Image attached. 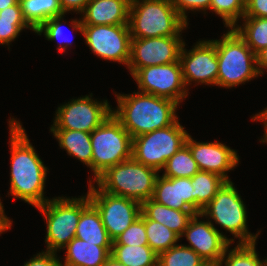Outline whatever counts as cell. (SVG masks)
Segmentation results:
<instances>
[{"label": "cell", "instance_id": "1", "mask_svg": "<svg viewBox=\"0 0 267 266\" xmlns=\"http://www.w3.org/2000/svg\"><path fill=\"white\" fill-rule=\"evenodd\" d=\"M11 145L10 192L16 199L34 206L43 205L49 199L44 197V188L49 170L39 158L30 143L20 121L10 118Z\"/></svg>", "mask_w": 267, "mask_h": 266}, {"label": "cell", "instance_id": "2", "mask_svg": "<svg viewBox=\"0 0 267 266\" xmlns=\"http://www.w3.org/2000/svg\"><path fill=\"white\" fill-rule=\"evenodd\" d=\"M115 95L118 105L112 114L132 138L170 126L178 120L176 110L179 104L170 99L139 91Z\"/></svg>", "mask_w": 267, "mask_h": 266}, {"label": "cell", "instance_id": "3", "mask_svg": "<svg viewBox=\"0 0 267 266\" xmlns=\"http://www.w3.org/2000/svg\"><path fill=\"white\" fill-rule=\"evenodd\" d=\"M188 24L171 0H131L128 23L131 38L181 36Z\"/></svg>", "mask_w": 267, "mask_h": 266}, {"label": "cell", "instance_id": "4", "mask_svg": "<svg viewBox=\"0 0 267 266\" xmlns=\"http://www.w3.org/2000/svg\"><path fill=\"white\" fill-rule=\"evenodd\" d=\"M211 41L217 52L218 87H236L259 76L257 55L234 28H229L221 39Z\"/></svg>", "mask_w": 267, "mask_h": 266}, {"label": "cell", "instance_id": "5", "mask_svg": "<svg viewBox=\"0 0 267 266\" xmlns=\"http://www.w3.org/2000/svg\"><path fill=\"white\" fill-rule=\"evenodd\" d=\"M159 171L133 157L108 168L94 182L105 192L143 203L151 199Z\"/></svg>", "mask_w": 267, "mask_h": 266}, {"label": "cell", "instance_id": "6", "mask_svg": "<svg viewBox=\"0 0 267 266\" xmlns=\"http://www.w3.org/2000/svg\"><path fill=\"white\" fill-rule=\"evenodd\" d=\"M90 204L89 196L86 194L71 199L58 196L36 207L43 214L47 224L45 251L57 253L75 238L80 215Z\"/></svg>", "mask_w": 267, "mask_h": 266}, {"label": "cell", "instance_id": "7", "mask_svg": "<svg viewBox=\"0 0 267 266\" xmlns=\"http://www.w3.org/2000/svg\"><path fill=\"white\" fill-rule=\"evenodd\" d=\"M94 181L108 168L132 157V137L113 115L90 133Z\"/></svg>", "mask_w": 267, "mask_h": 266}, {"label": "cell", "instance_id": "8", "mask_svg": "<svg viewBox=\"0 0 267 266\" xmlns=\"http://www.w3.org/2000/svg\"><path fill=\"white\" fill-rule=\"evenodd\" d=\"M232 181H226L213 199L202 209V217L213 219L216 224L230 232L239 243H254L256 235L248 231L247 211Z\"/></svg>", "mask_w": 267, "mask_h": 266}, {"label": "cell", "instance_id": "9", "mask_svg": "<svg viewBox=\"0 0 267 266\" xmlns=\"http://www.w3.org/2000/svg\"><path fill=\"white\" fill-rule=\"evenodd\" d=\"M174 124L132 138V157L143 165L163 171L166 162L184 144L189 133Z\"/></svg>", "mask_w": 267, "mask_h": 266}, {"label": "cell", "instance_id": "10", "mask_svg": "<svg viewBox=\"0 0 267 266\" xmlns=\"http://www.w3.org/2000/svg\"><path fill=\"white\" fill-rule=\"evenodd\" d=\"M72 19L71 26L85 38V43L95 55L128 66L130 60L131 34L128 24L82 25Z\"/></svg>", "mask_w": 267, "mask_h": 266}, {"label": "cell", "instance_id": "11", "mask_svg": "<svg viewBox=\"0 0 267 266\" xmlns=\"http://www.w3.org/2000/svg\"><path fill=\"white\" fill-rule=\"evenodd\" d=\"M88 196L97 209L109 237L114 241L141 214V203L103 191L89 179Z\"/></svg>", "mask_w": 267, "mask_h": 266}, {"label": "cell", "instance_id": "12", "mask_svg": "<svg viewBox=\"0 0 267 266\" xmlns=\"http://www.w3.org/2000/svg\"><path fill=\"white\" fill-rule=\"evenodd\" d=\"M92 93L84 97L71 99L68 103L60 105L55 114L50 129L78 130L91 133L99 127L112 109L107 100L103 102L92 99Z\"/></svg>", "mask_w": 267, "mask_h": 266}, {"label": "cell", "instance_id": "13", "mask_svg": "<svg viewBox=\"0 0 267 266\" xmlns=\"http://www.w3.org/2000/svg\"><path fill=\"white\" fill-rule=\"evenodd\" d=\"M140 92L167 98L178 104L188 95L180 62L140 68L133 76Z\"/></svg>", "mask_w": 267, "mask_h": 266}, {"label": "cell", "instance_id": "14", "mask_svg": "<svg viewBox=\"0 0 267 266\" xmlns=\"http://www.w3.org/2000/svg\"><path fill=\"white\" fill-rule=\"evenodd\" d=\"M183 43L182 36L131 38L127 66L130 74L133 76L140 68L148 66L179 62Z\"/></svg>", "mask_w": 267, "mask_h": 266}, {"label": "cell", "instance_id": "15", "mask_svg": "<svg viewBox=\"0 0 267 266\" xmlns=\"http://www.w3.org/2000/svg\"><path fill=\"white\" fill-rule=\"evenodd\" d=\"M185 45L184 42L179 62L186 88L193 81L195 84L217 86L218 59L215 44L211 40H200L189 51Z\"/></svg>", "mask_w": 267, "mask_h": 266}, {"label": "cell", "instance_id": "16", "mask_svg": "<svg viewBox=\"0 0 267 266\" xmlns=\"http://www.w3.org/2000/svg\"><path fill=\"white\" fill-rule=\"evenodd\" d=\"M200 217V213L193 215L180 239L185 236L190 244L187 247L193 249L207 263H220L225 250L234 239L227 238L216 229L212 220L200 221Z\"/></svg>", "mask_w": 267, "mask_h": 266}, {"label": "cell", "instance_id": "17", "mask_svg": "<svg viewBox=\"0 0 267 266\" xmlns=\"http://www.w3.org/2000/svg\"><path fill=\"white\" fill-rule=\"evenodd\" d=\"M185 144L189 147L199 170L215 173L226 181L227 175L239 163L237 151L220 142H196L188 134Z\"/></svg>", "mask_w": 267, "mask_h": 266}, {"label": "cell", "instance_id": "18", "mask_svg": "<svg viewBox=\"0 0 267 266\" xmlns=\"http://www.w3.org/2000/svg\"><path fill=\"white\" fill-rule=\"evenodd\" d=\"M152 199L179 211H194V189L191 178L158 176Z\"/></svg>", "mask_w": 267, "mask_h": 266}, {"label": "cell", "instance_id": "19", "mask_svg": "<svg viewBox=\"0 0 267 266\" xmlns=\"http://www.w3.org/2000/svg\"><path fill=\"white\" fill-rule=\"evenodd\" d=\"M131 0H90L81 13L82 25H120L129 23Z\"/></svg>", "mask_w": 267, "mask_h": 266}, {"label": "cell", "instance_id": "20", "mask_svg": "<svg viewBox=\"0 0 267 266\" xmlns=\"http://www.w3.org/2000/svg\"><path fill=\"white\" fill-rule=\"evenodd\" d=\"M111 248L112 246H98L75 237L64 247L67 251L61 266H102L111 256Z\"/></svg>", "mask_w": 267, "mask_h": 266}, {"label": "cell", "instance_id": "21", "mask_svg": "<svg viewBox=\"0 0 267 266\" xmlns=\"http://www.w3.org/2000/svg\"><path fill=\"white\" fill-rule=\"evenodd\" d=\"M141 212L149 219L159 222L179 237L185 231L189 220L195 215L194 211H179L154 201L152 198L141 204Z\"/></svg>", "mask_w": 267, "mask_h": 266}, {"label": "cell", "instance_id": "22", "mask_svg": "<svg viewBox=\"0 0 267 266\" xmlns=\"http://www.w3.org/2000/svg\"><path fill=\"white\" fill-rule=\"evenodd\" d=\"M50 132L58 140L60 148L65 149L69 156L77 158L92 171L90 133L67 129H50Z\"/></svg>", "mask_w": 267, "mask_h": 266}, {"label": "cell", "instance_id": "23", "mask_svg": "<svg viewBox=\"0 0 267 266\" xmlns=\"http://www.w3.org/2000/svg\"><path fill=\"white\" fill-rule=\"evenodd\" d=\"M75 237L98 246H112L97 209L90 204L80 215Z\"/></svg>", "mask_w": 267, "mask_h": 266}, {"label": "cell", "instance_id": "24", "mask_svg": "<svg viewBox=\"0 0 267 266\" xmlns=\"http://www.w3.org/2000/svg\"><path fill=\"white\" fill-rule=\"evenodd\" d=\"M19 4L24 19L35 31L50 18L65 15L59 0H19Z\"/></svg>", "mask_w": 267, "mask_h": 266}, {"label": "cell", "instance_id": "25", "mask_svg": "<svg viewBox=\"0 0 267 266\" xmlns=\"http://www.w3.org/2000/svg\"><path fill=\"white\" fill-rule=\"evenodd\" d=\"M225 182L224 178L215 173L199 170L191 178L194 189V212L201 213Z\"/></svg>", "mask_w": 267, "mask_h": 266}, {"label": "cell", "instance_id": "26", "mask_svg": "<svg viewBox=\"0 0 267 266\" xmlns=\"http://www.w3.org/2000/svg\"><path fill=\"white\" fill-rule=\"evenodd\" d=\"M110 254L126 266H158V255L148 245H112Z\"/></svg>", "mask_w": 267, "mask_h": 266}, {"label": "cell", "instance_id": "27", "mask_svg": "<svg viewBox=\"0 0 267 266\" xmlns=\"http://www.w3.org/2000/svg\"><path fill=\"white\" fill-rule=\"evenodd\" d=\"M242 19V26L237 24L233 28L257 55L267 47V18L243 17Z\"/></svg>", "mask_w": 267, "mask_h": 266}, {"label": "cell", "instance_id": "28", "mask_svg": "<svg viewBox=\"0 0 267 266\" xmlns=\"http://www.w3.org/2000/svg\"><path fill=\"white\" fill-rule=\"evenodd\" d=\"M24 28L35 32L24 19L19 2L0 11V44L9 46Z\"/></svg>", "mask_w": 267, "mask_h": 266}, {"label": "cell", "instance_id": "29", "mask_svg": "<svg viewBox=\"0 0 267 266\" xmlns=\"http://www.w3.org/2000/svg\"><path fill=\"white\" fill-rule=\"evenodd\" d=\"M163 169L162 175L169 178H192L199 171L198 165L186 144L167 160Z\"/></svg>", "mask_w": 267, "mask_h": 266}, {"label": "cell", "instance_id": "30", "mask_svg": "<svg viewBox=\"0 0 267 266\" xmlns=\"http://www.w3.org/2000/svg\"><path fill=\"white\" fill-rule=\"evenodd\" d=\"M148 246L157 254L167 251L180 240V237L165 225L149 220L144 215Z\"/></svg>", "mask_w": 267, "mask_h": 266}, {"label": "cell", "instance_id": "31", "mask_svg": "<svg viewBox=\"0 0 267 266\" xmlns=\"http://www.w3.org/2000/svg\"><path fill=\"white\" fill-rule=\"evenodd\" d=\"M255 245L256 242L238 243L231 250L229 245L222 256L220 265L223 266L224 263V266H264L265 260H260Z\"/></svg>", "mask_w": 267, "mask_h": 266}, {"label": "cell", "instance_id": "32", "mask_svg": "<svg viewBox=\"0 0 267 266\" xmlns=\"http://www.w3.org/2000/svg\"><path fill=\"white\" fill-rule=\"evenodd\" d=\"M207 262L184 244L172 246L158 255V266H204Z\"/></svg>", "mask_w": 267, "mask_h": 266}, {"label": "cell", "instance_id": "33", "mask_svg": "<svg viewBox=\"0 0 267 266\" xmlns=\"http://www.w3.org/2000/svg\"><path fill=\"white\" fill-rule=\"evenodd\" d=\"M210 10L223 19L226 28H233L245 13V0H211Z\"/></svg>", "mask_w": 267, "mask_h": 266}, {"label": "cell", "instance_id": "34", "mask_svg": "<svg viewBox=\"0 0 267 266\" xmlns=\"http://www.w3.org/2000/svg\"><path fill=\"white\" fill-rule=\"evenodd\" d=\"M112 245H148L144 214L142 212L140 217H138L125 231L117 236Z\"/></svg>", "mask_w": 267, "mask_h": 266}, {"label": "cell", "instance_id": "35", "mask_svg": "<svg viewBox=\"0 0 267 266\" xmlns=\"http://www.w3.org/2000/svg\"><path fill=\"white\" fill-rule=\"evenodd\" d=\"M63 16L65 15L50 18L35 31V33L38 35H41L43 33L48 41L58 40L59 45L57 47V51L59 50L60 52H66L65 50L68 48V46L72 45V41L68 37L63 35ZM59 39L62 41L60 42ZM61 43H63L62 46Z\"/></svg>", "mask_w": 267, "mask_h": 266}, {"label": "cell", "instance_id": "36", "mask_svg": "<svg viewBox=\"0 0 267 266\" xmlns=\"http://www.w3.org/2000/svg\"><path fill=\"white\" fill-rule=\"evenodd\" d=\"M179 15L188 23L187 10L201 11L210 10L211 0H171Z\"/></svg>", "mask_w": 267, "mask_h": 266}, {"label": "cell", "instance_id": "37", "mask_svg": "<svg viewBox=\"0 0 267 266\" xmlns=\"http://www.w3.org/2000/svg\"><path fill=\"white\" fill-rule=\"evenodd\" d=\"M23 266H61V261L54 252L43 251L26 261Z\"/></svg>", "mask_w": 267, "mask_h": 266}, {"label": "cell", "instance_id": "38", "mask_svg": "<svg viewBox=\"0 0 267 266\" xmlns=\"http://www.w3.org/2000/svg\"><path fill=\"white\" fill-rule=\"evenodd\" d=\"M243 17L267 18V0H245Z\"/></svg>", "mask_w": 267, "mask_h": 266}, {"label": "cell", "instance_id": "39", "mask_svg": "<svg viewBox=\"0 0 267 266\" xmlns=\"http://www.w3.org/2000/svg\"><path fill=\"white\" fill-rule=\"evenodd\" d=\"M89 1L90 0H59L64 13L74 11L77 12L76 14H81Z\"/></svg>", "mask_w": 267, "mask_h": 266}, {"label": "cell", "instance_id": "40", "mask_svg": "<svg viewBox=\"0 0 267 266\" xmlns=\"http://www.w3.org/2000/svg\"><path fill=\"white\" fill-rule=\"evenodd\" d=\"M257 68L259 75H263V70L267 69V47L257 54Z\"/></svg>", "mask_w": 267, "mask_h": 266}, {"label": "cell", "instance_id": "41", "mask_svg": "<svg viewBox=\"0 0 267 266\" xmlns=\"http://www.w3.org/2000/svg\"><path fill=\"white\" fill-rule=\"evenodd\" d=\"M12 226V221L4 213H0V235L2 232L9 230Z\"/></svg>", "mask_w": 267, "mask_h": 266}, {"label": "cell", "instance_id": "42", "mask_svg": "<svg viewBox=\"0 0 267 266\" xmlns=\"http://www.w3.org/2000/svg\"><path fill=\"white\" fill-rule=\"evenodd\" d=\"M253 121H262L263 124H267V108H264L263 111L255 114L252 118Z\"/></svg>", "mask_w": 267, "mask_h": 266}, {"label": "cell", "instance_id": "43", "mask_svg": "<svg viewBox=\"0 0 267 266\" xmlns=\"http://www.w3.org/2000/svg\"><path fill=\"white\" fill-rule=\"evenodd\" d=\"M18 2L19 0H0V11L12 5H16Z\"/></svg>", "mask_w": 267, "mask_h": 266}, {"label": "cell", "instance_id": "44", "mask_svg": "<svg viewBox=\"0 0 267 266\" xmlns=\"http://www.w3.org/2000/svg\"><path fill=\"white\" fill-rule=\"evenodd\" d=\"M102 266H126L117 260H115L112 256H110Z\"/></svg>", "mask_w": 267, "mask_h": 266}, {"label": "cell", "instance_id": "45", "mask_svg": "<svg viewBox=\"0 0 267 266\" xmlns=\"http://www.w3.org/2000/svg\"><path fill=\"white\" fill-rule=\"evenodd\" d=\"M264 136H263V138H261V141L260 142H263V143H267V124H264Z\"/></svg>", "mask_w": 267, "mask_h": 266}, {"label": "cell", "instance_id": "46", "mask_svg": "<svg viewBox=\"0 0 267 266\" xmlns=\"http://www.w3.org/2000/svg\"><path fill=\"white\" fill-rule=\"evenodd\" d=\"M204 266H221L220 263H206Z\"/></svg>", "mask_w": 267, "mask_h": 266}, {"label": "cell", "instance_id": "47", "mask_svg": "<svg viewBox=\"0 0 267 266\" xmlns=\"http://www.w3.org/2000/svg\"><path fill=\"white\" fill-rule=\"evenodd\" d=\"M0 213H5L4 212V206H3L2 202H1V199H0Z\"/></svg>", "mask_w": 267, "mask_h": 266}, {"label": "cell", "instance_id": "48", "mask_svg": "<svg viewBox=\"0 0 267 266\" xmlns=\"http://www.w3.org/2000/svg\"><path fill=\"white\" fill-rule=\"evenodd\" d=\"M264 266H267V259H265Z\"/></svg>", "mask_w": 267, "mask_h": 266}]
</instances>
